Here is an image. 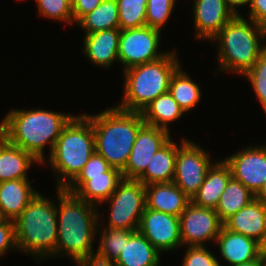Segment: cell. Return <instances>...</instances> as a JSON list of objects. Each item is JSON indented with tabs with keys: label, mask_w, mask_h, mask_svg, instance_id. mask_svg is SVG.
Wrapping results in <instances>:
<instances>
[{
	"label": "cell",
	"mask_w": 266,
	"mask_h": 266,
	"mask_svg": "<svg viewBox=\"0 0 266 266\" xmlns=\"http://www.w3.org/2000/svg\"><path fill=\"white\" fill-rule=\"evenodd\" d=\"M255 195L241 182L231 178L221 194L215 208L220 220L224 222L231 215L236 214L240 209L250 204Z\"/></svg>",
	"instance_id": "4316f807"
},
{
	"label": "cell",
	"mask_w": 266,
	"mask_h": 266,
	"mask_svg": "<svg viewBox=\"0 0 266 266\" xmlns=\"http://www.w3.org/2000/svg\"><path fill=\"white\" fill-rule=\"evenodd\" d=\"M102 0H72L73 22L77 23L83 16L92 12Z\"/></svg>",
	"instance_id": "74e56055"
},
{
	"label": "cell",
	"mask_w": 266,
	"mask_h": 266,
	"mask_svg": "<svg viewBox=\"0 0 266 266\" xmlns=\"http://www.w3.org/2000/svg\"><path fill=\"white\" fill-rule=\"evenodd\" d=\"M145 192L147 208L178 217L191 202L174 182L145 185Z\"/></svg>",
	"instance_id": "d6986e66"
},
{
	"label": "cell",
	"mask_w": 266,
	"mask_h": 266,
	"mask_svg": "<svg viewBox=\"0 0 266 266\" xmlns=\"http://www.w3.org/2000/svg\"><path fill=\"white\" fill-rule=\"evenodd\" d=\"M161 31L143 26L140 28L121 30L119 38L118 59L124 70L159 60L167 54L160 53Z\"/></svg>",
	"instance_id": "9c48e42d"
},
{
	"label": "cell",
	"mask_w": 266,
	"mask_h": 266,
	"mask_svg": "<svg viewBox=\"0 0 266 266\" xmlns=\"http://www.w3.org/2000/svg\"><path fill=\"white\" fill-rule=\"evenodd\" d=\"M229 231L248 236L263 247L266 245V203L254 199L250 204L223 222Z\"/></svg>",
	"instance_id": "2e32d148"
},
{
	"label": "cell",
	"mask_w": 266,
	"mask_h": 266,
	"mask_svg": "<svg viewBox=\"0 0 266 266\" xmlns=\"http://www.w3.org/2000/svg\"><path fill=\"white\" fill-rule=\"evenodd\" d=\"M120 30L146 26L147 0H116Z\"/></svg>",
	"instance_id": "4dcf8cb0"
},
{
	"label": "cell",
	"mask_w": 266,
	"mask_h": 266,
	"mask_svg": "<svg viewBox=\"0 0 266 266\" xmlns=\"http://www.w3.org/2000/svg\"><path fill=\"white\" fill-rule=\"evenodd\" d=\"M17 250L40 257H56V204L39 192L14 220Z\"/></svg>",
	"instance_id": "5b68a950"
},
{
	"label": "cell",
	"mask_w": 266,
	"mask_h": 266,
	"mask_svg": "<svg viewBox=\"0 0 266 266\" xmlns=\"http://www.w3.org/2000/svg\"><path fill=\"white\" fill-rule=\"evenodd\" d=\"M4 220V218L2 217L1 213H0V223Z\"/></svg>",
	"instance_id": "f6af8a7d"
},
{
	"label": "cell",
	"mask_w": 266,
	"mask_h": 266,
	"mask_svg": "<svg viewBox=\"0 0 266 266\" xmlns=\"http://www.w3.org/2000/svg\"><path fill=\"white\" fill-rule=\"evenodd\" d=\"M78 266H115L113 262L100 259L95 255L76 261Z\"/></svg>",
	"instance_id": "ab89813d"
},
{
	"label": "cell",
	"mask_w": 266,
	"mask_h": 266,
	"mask_svg": "<svg viewBox=\"0 0 266 266\" xmlns=\"http://www.w3.org/2000/svg\"><path fill=\"white\" fill-rule=\"evenodd\" d=\"M57 189L59 206H56V256L66 254L75 262L93 256L95 253L92 243L100 229L97 227L100 223L98 208L65 189Z\"/></svg>",
	"instance_id": "6da1fadb"
},
{
	"label": "cell",
	"mask_w": 266,
	"mask_h": 266,
	"mask_svg": "<svg viewBox=\"0 0 266 266\" xmlns=\"http://www.w3.org/2000/svg\"><path fill=\"white\" fill-rule=\"evenodd\" d=\"M73 117L44 109H11L0 123V134L28 151L39 163H44V147L50 144L52 152L62 130Z\"/></svg>",
	"instance_id": "7a4b0ae2"
},
{
	"label": "cell",
	"mask_w": 266,
	"mask_h": 266,
	"mask_svg": "<svg viewBox=\"0 0 266 266\" xmlns=\"http://www.w3.org/2000/svg\"><path fill=\"white\" fill-rule=\"evenodd\" d=\"M95 152V137L91 120L84 114L74 116L64 127L52 152L50 167L57 173L58 188L65 189L82 171ZM60 173V174H59Z\"/></svg>",
	"instance_id": "277c9868"
},
{
	"label": "cell",
	"mask_w": 266,
	"mask_h": 266,
	"mask_svg": "<svg viewBox=\"0 0 266 266\" xmlns=\"http://www.w3.org/2000/svg\"><path fill=\"white\" fill-rule=\"evenodd\" d=\"M233 266H264L263 254L259 258H256V259H254L252 261H249V262H246V263L237 264V265H233Z\"/></svg>",
	"instance_id": "b9f144b4"
},
{
	"label": "cell",
	"mask_w": 266,
	"mask_h": 266,
	"mask_svg": "<svg viewBox=\"0 0 266 266\" xmlns=\"http://www.w3.org/2000/svg\"><path fill=\"white\" fill-rule=\"evenodd\" d=\"M37 161L28 151L10 143L0 134V182L28 179L27 170Z\"/></svg>",
	"instance_id": "7402d4cb"
},
{
	"label": "cell",
	"mask_w": 266,
	"mask_h": 266,
	"mask_svg": "<svg viewBox=\"0 0 266 266\" xmlns=\"http://www.w3.org/2000/svg\"><path fill=\"white\" fill-rule=\"evenodd\" d=\"M77 24L85 34L119 28V13L116 0H102L92 12L83 16Z\"/></svg>",
	"instance_id": "83f0119b"
},
{
	"label": "cell",
	"mask_w": 266,
	"mask_h": 266,
	"mask_svg": "<svg viewBox=\"0 0 266 266\" xmlns=\"http://www.w3.org/2000/svg\"><path fill=\"white\" fill-rule=\"evenodd\" d=\"M176 54L170 51L159 60L124 70V95L117 107L142 112L158 96L168 92L171 77L181 66Z\"/></svg>",
	"instance_id": "52a82bcc"
},
{
	"label": "cell",
	"mask_w": 266,
	"mask_h": 266,
	"mask_svg": "<svg viewBox=\"0 0 266 266\" xmlns=\"http://www.w3.org/2000/svg\"><path fill=\"white\" fill-rule=\"evenodd\" d=\"M36 3L40 15L73 23L72 0H36Z\"/></svg>",
	"instance_id": "e575fe53"
},
{
	"label": "cell",
	"mask_w": 266,
	"mask_h": 266,
	"mask_svg": "<svg viewBox=\"0 0 266 266\" xmlns=\"http://www.w3.org/2000/svg\"><path fill=\"white\" fill-rule=\"evenodd\" d=\"M120 28L97 31L84 36V53L97 66L109 68L112 62L119 61Z\"/></svg>",
	"instance_id": "ac0fdd59"
},
{
	"label": "cell",
	"mask_w": 266,
	"mask_h": 266,
	"mask_svg": "<svg viewBox=\"0 0 266 266\" xmlns=\"http://www.w3.org/2000/svg\"><path fill=\"white\" fill-rule=\"evenodd\" d=\"M29 179L0 182V213L4 219L15 220L35 197Z\"/></svg>",
	"instance_id": "ffe728a7"
},
{
	"label": "cell",
	"mask_w": 266,
	"mask_h": 266,
	"mask_svg": "<svg viewBox=\"0 0 266 266\" xmlns=\"http://www.w3.org/2000/svg\"><path fill=\"white\" fill-rule=\"evenodd\" d=\"M108 200L111 203L109 228L138 230L146 208L145 185L135 179H123Z\"/></svg>",
	"instance_id": "ba28073f"
},
{
	"label": "cell",
	"mask_w": 266,
	"mask_h": 266,
	"mask_svg": "<svg viewBox=\"0 0 266 266\" xmlns=\"http://www.w3.org/2000/svg\"><path fill=\"white\" fill-rule=\"evenodd\" d=\"M206 152L196 143L184 138L179 145L173 182L190 199L198 192L212 165Z\"/></svg>",
	"instance_id": "30bf717a"
},
{
	"label": "cell",
	"mask_w": 266,
	"mask_h": 266,
	"mask_svg": "<svg viewBox=\"0 0 266 266\" xmlns=\"http://www.w3.org/2000/svg\"><path fill=\"white\" fill-rule=\"evenodd\" d=\"M227 7L234 13V15H240L237 11L238 6L250 4V0H225Z\"/></svg>",
	"instance_id": "60d3db41"
},
{
	"label": "cell",
	"mask_w": 266,
	"mask_h": 266,
	"mask_svg": "<svg viewBox=\"0 0 266 266\" xmlns=\"http://www.w3.org/2000/svg\"><path fill=\"white\" fill-rule=\"evenodd\" d=\"M219 263L206 246H188L183 266H221Z\"/></svg>",
	"instance_id": "d590c367"
},
{
	"label": "cell",
	"mask_w": 266,
	"mask_h": 266,
	"mask_svg": "<svg viewBox=\"0 0 266 266\" xmlns=\"http://www.w3.org/2000/svg\"><path fill=\"white\" fill-rule=\"evenodd\" d=\"M178 148L179 146L170 139L154 153L147 169L137 180L144 185L173 182Z\"/></svg>",
	"instance_id": "603a6c76"
},
{
	"label": "cell",
	"mask_w": 266,
	"mask_h": 266,
	"mask_svg": "<svg viewBox=\"0 0 266 266\" xmlns=\"http://www.w3.org/2000/svg\"><path fill=\"white\" fill-rule=\"evenodd\" d=\"M263 263L264 266H266V252L263 253Z\"/></svg>",
	"instance_id": "ee69618b"
},
{
	"label": "cell",
	"mask_w": 266,
	"mask_h": 266,
	"mask_svg": "<svg viewBox=\"0 0 266 266\" xmlns=\"http://www.w3.org/2000/svg\"><path fill=\"white\" fill-rule=\"evenodd\" d=\"M248 19L266 26V0H250Z\"/></svg>",
	"instance_id": "f35d334b"
},
{
	"label": "cell",
	"mask_w": 266,
	"mask_h": 266,
	"mask_svg": "<svg viewBox=\"0 0 266 266\" xmlns=\"http://www.w3.org/2000/svg\"><path fill=\"white\" fill-rule=\"evenodd\" d=\"M176 0H147L146 26L161 31L172 14Z\"/></svg>",
	"instance_id": "836d02e7"
},
{
	"label": "cell",
	"mask_w": 266,
	"mask_h": 266,
	"mask_svg": "<svg viewBox=\"0 0 266 266\" xmlns=\"http://www.w3.org/2000/svg\"><path fill=\"white\" fill-rule=\"evenodd\" d=\"M170 139L168 131L144 124L136 135L129 160L122 171L123 178L137 180L147 169L154 153Z\"/></svg>",
	"instance_id": "4fadbf2b"
},
{
	"label": "cell",
	"mask_w": 266,
	"mask_h": 266,
	"mask_svg": "<svg viewBox=\"0 0 266 266\" xmlns=\"http://www.w3.org/2000/svg\"><path fill=\"white\" fill-rule=\"evenodd\" d=\"M136 230L104 228L101 232L100 244L95 256L109 262H115L125 243Z\"/></svg>",
	"instance_id": "f546056e"
},
{
	"label": "cell",
	"mask_w": 266,
	"mask_h": 266,
	"mask_svg": "<svg viewBox=\"0 0 266 266\" xmlns=\"http://www.w3.org/2000/svg\"><path fill=\"white\" fill-rule=\"evenodd\" d=\"M231 178V170L225 160L213 162L191 202L203 208L215 209Z\"/></svg>",
	"instance_id": "44dd1931"
},
{
	"label": "cell",
	"mask_w": 266,
	"mask_h": 266,
	"mask_svg": "<svg viewBox=\"0 0 266 266\" xmlns=\"http://www.w3.org/2000/svg\"><path fill=\"white\" fill-rule=\"evenodd\" d=\"M160 252L136 230L125 243L115 266H159Z\"/></svg>",
	"instance_id": "cb8c5ba5"
},
{
	"label": "cell",
	"mask_w": 266,
	"mask_h": 266,
	"mask_svg": "<svg viewBox=\"0 0 266 266\" xmlns=\"http://www.w3.org/2000/svg\"><path fill=\"white\" fill-rule=\"evenodd\" d=\"M111 168L110 164L98 153L94 152L78 176L65 188L74 194L90 177L105 176Z\"/></svg>",
	"instance_id": "1f68e13d"
},
{
	"label": "cell",
	"mask_w": 266,
	"mask_h": 266,
	"mask_svg": "<svg viewBox=\"0 0 266 266\" xmlns=\"http://www.w3.org/2000/svg\"><path fill=\"white\" fill-rule=\"evenodd\" d=\"M92 123L95 152L121 172L129 160L139 129L145 124L141 112L111 107L96 115L85 114Z\"/></svg>",
	"instance_id": "3957f363"
},
{
	"label": "cell",
	"mask_w": 266,
	"mask_h": 266,
	"mask_svg": "<svg viewBox=\"0 0 266 266\" xmlns=\"http://www.w3.org/2000/svg\"><path fill=\"white\" fill-rule=\"evenodd\" d=\"M183 114L184 111L169 91L158 96L141 112L146 125L161 128L168 132L167 125L177 121Z\"/></svg>",
	"instance_id": "484cf974"
},
{
	"label": "cell",
	"mask_w": 266,
	"mask_h": 266,
	"mask_svg": "<svg viewBox=\"0 0 266 266\" xmlns=\"http://www.w3.org/2000/svg\"><path fill=\"white\" fill-rule=\"evenodd\" d=\"M10 248H17L14 221L4 219L0 223V257Z\"/></svg>",
	"instance_id": "8d00e7d4"
},
{
	"label": "cell",
	"mask_w": 266,
	"mask_h": 266,
	"mask_svg": "<svg viewBox=\"0 0 266 266\" xmlns=\"http://www.w3.org/2000/svg\"><path fill=\"white\" fill-rule=\"evenodd\" d=\"M138 230L160 253L182 246L178 216L146 207Z\"/></svg>",
	"instance_id": "7c38bea8"
},
{
	"label": "cell",
	"mask_w": 266,
	"mask_h": 266,
	"mask_svg": "<svg viewBox=\"0 0 266 266\" xmlns=\"http://www.w3.org/2000/svg\"><path fill=\"white\" fill-rule=\"evenodd\" d=\"M180 217L182 245L204 246V242L216 241L223 227L215 209L203 208L190 202Z\"/></svg>",
	"instance_id": "8fae6325"
},
{
	"label": "cell",
	"mask_w": 266,
	"mask_h": 266,
	"mask_svg": "<svg viewBox=\"0 0 266 266\" xmlns=\"http://www.w3.org/2000/svg\"><path fill=\"white\" fill-rule=\"evenodd\" d=\"M255 198L266 203V180L264 181L261 189L255 194Z\"/></svg>",
	"instance_id": "7bdbcfd3"
},
{
	"label": "cell",
	"mask_w": 266,
	"mask_h": 266,
	"mask_svg": "<svg viewBox=\"0 0 266 266\" xmlns=\"http://www.w3.org/2000/svg\"><path fill=\"white\" fill-rule=\"evenodd\" d=\"M232 178L241 182L254 195L266 180V146L248 147L225 158Z\"/></svg>",
	"instance_id": "5bb4252c"
},
{
	"label": "cell",
	"mask_w": 266,
	"mask_h": 266,
	"mask_svg": "<svg viewBox=\"0 0 266 266\" xmlns=\"http://www.w3.org/2000/svg\"><path fill=\"white\" fill-rule=\"evenodd\" d=\"M265 37V26L235 15L212 39L219 43L220 72L228 70L243 76L260 57L264 47L260 43Z\"/></svg>",
	"instance_id": "8992f818"
},
{
	"label": "cell",
	"mask_w": 266,
	"mask_h": 266,
	"mask_svg": "<svg viewBox=\"0 0 266 266\" xmlns=\"http://www.w3.org/2000/svg\"><path fill=\"white\" fill-rule=\"evenodd\" d=\"M243 76L250 81L256 97L266 114V44L258 60Z\"/></svg>",
	"instance_id": "d6a6232c"
},
{
	"label": "cell",
	"mask_w": 266,
	"mask_h": 266,
	"mask_svg": "<svg viewBox=\"0 0 266 266\" xmlns=\"http://www.w3.org/2000/svg\"><path fill=\"white\" fill-rule=\"evenodd\" d=\"M195 38L211 41L235 16L225 0L194 1Z\"/></svg>",
	"instance_id": "9a60e30c"
},
{
	"label": "cell",
	"mask_w": 266,
	"mask_h": 266,
	"mask_svg": "<svg viewBox=\"0 0 266 266\" xmlns=\"http://www.w3.org/2000/svg\"><path fill=\"white\" fill-rule=\"evenodd\" d=\"M220 254L230 266L246 263L259 258L264 247L256 240L222 227L216 238Z\"/></svg>",
	"instance_id": "e0dca14e"
},
{
	"label": "cell",
	"mask_w": 266,
	"mask_h": 266,
	"mask_svg": "<svg viewBox=\"0 0 266 266\" xmlns=\"http://www.w3.org/2000/svg\"><path fill=\"white\" fill-rule=\"evenodd\" d=\"M123 179L122 172L111 167L105 172V176L90 177L74 195L80 200L97 205L105 202Z\"/></svg>",
	"instance_id": "d4e9b609"
},
{
	"label": "cell",
	"mask_w": 266,
	"mask_h": 266,
	"mask_svg": "<svg viewBox=\"0 0 266 266\" xmlns=\"http://www.w3.org/2000/svg\"><path fill=\"white\" fill-rule=\"evenodd\" d=\"M168 91L184 113L192 110L199 103L202 95L199 85L191 80L190 75L184 73L181 66L172 75Z\"/></svg>",
	"instance_id": "f1b7e54d"
}]
</instances>
